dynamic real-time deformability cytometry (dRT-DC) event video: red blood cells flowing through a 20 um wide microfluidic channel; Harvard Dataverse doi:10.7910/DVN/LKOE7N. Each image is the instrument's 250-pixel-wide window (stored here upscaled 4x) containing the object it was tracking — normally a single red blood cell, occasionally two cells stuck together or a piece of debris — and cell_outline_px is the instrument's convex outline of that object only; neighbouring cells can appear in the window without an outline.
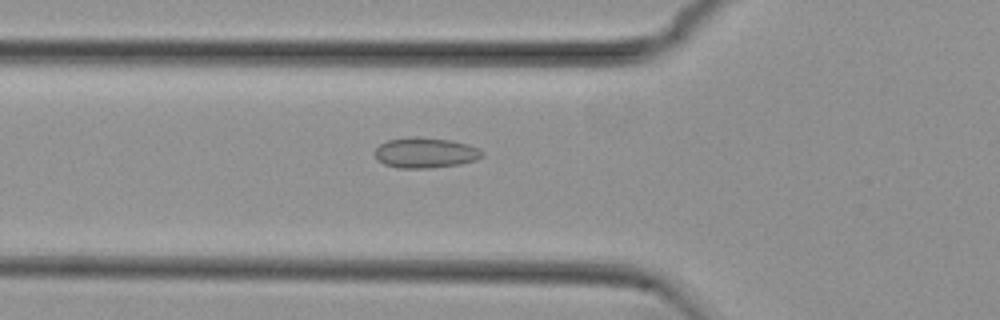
{"species": "common noctule bat (a hibernating species)", "species_latin": "Nyctalus noctula", "temperature_condition": "cold", "stored_images_in_passage": 54, "camera_frame_rate_fps": 3000, "um_per_image_px": 0.085, "animal": {"sex": "female", "body_mass_g": 29.2, "forearm_length_mm": 56.3}, "frame": {"image": 1, "passage_image": 19, "time_ms": 6.0, "image_size_px": [1000, 320], "cell_outline_px": [[484, 156], [476, 160], [460, 164], [428, 168], [400, 168], [384, 164], [376, 156], [376, 148], [380, 144], [388, 140], [408, 136], [416, 136], [448, 140], [468, 144], [484, 152]], "centroid_in_image_um": [36.17, 12.98], "position_along_channel_um": 89.6, "area_um2": 18.9}}
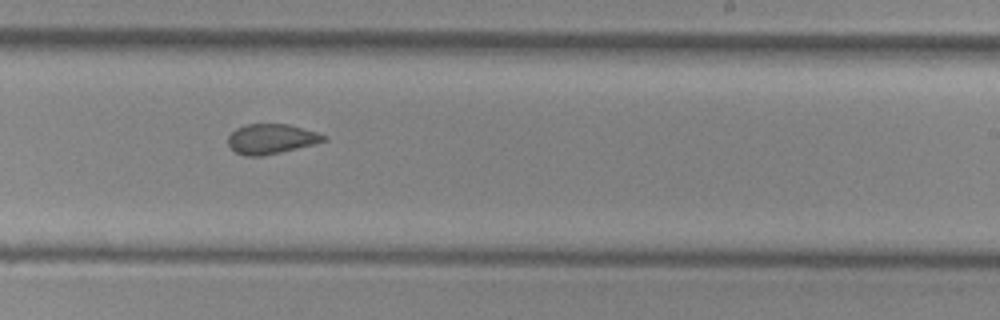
{"frame": {"image": 2, "passage_image": 33, "time_ms": 10.667, "image_size_px": [1000, 320], "cell_outline_px": [[328, 140], [264, 156], [244, 156], [236, 152], [228, 144], [228, 136], [236, 128], [244, 124], [288, 124], [316, 132], [328, 136]], "centroid_in_image_um": [23.04, 11.8], "position_along_channel_um": 266.0, "area_um2": 16.59}}
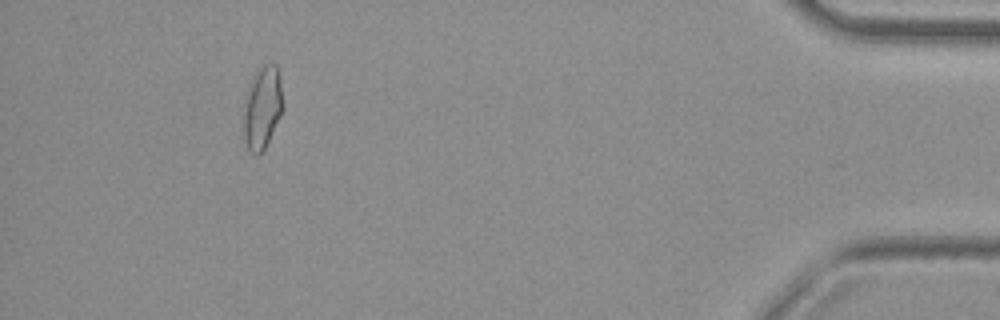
{"frame": {"image": 3, "passage_image": 50, "time_ms": 16.333, "image_size_px": [1000, 320], "cell_outline_px": [[284, 108], [260, 156], [252, 156], [244, 140], [244, 96], [248, 84], [252, 76], [264, 64], [276, 64], [280, 76]], "centroid_in_image_um": [22.29, 9.14], "position_along_channel_um": 412.9, "area_um2": 19.25}, "authors_computed_cell_mechanics": {"area_um2": 17.9469, "velocity_mm_per_s": 3.7693, "shape_relaxation_time_tau1_ms": null, "shape_relaxation_time_tau2_ms": 1.538, "deformation_change_tau1": null, "deformation_change_tau2": 0.0625}}